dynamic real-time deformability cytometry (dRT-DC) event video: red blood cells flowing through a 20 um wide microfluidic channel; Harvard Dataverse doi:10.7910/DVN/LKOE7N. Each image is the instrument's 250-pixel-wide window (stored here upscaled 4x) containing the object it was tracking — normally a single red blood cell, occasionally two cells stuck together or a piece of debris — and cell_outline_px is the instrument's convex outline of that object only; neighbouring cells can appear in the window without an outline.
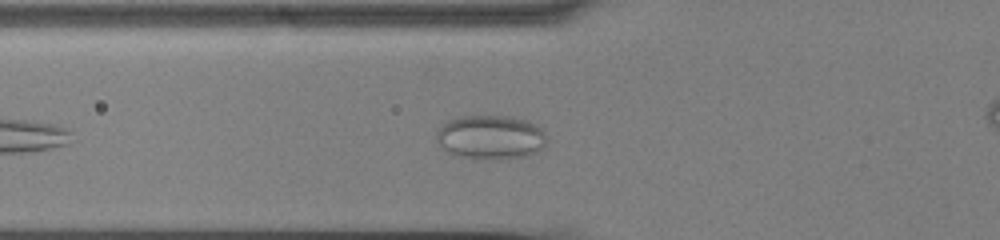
{"species": "common noctule bat (a hibernating species)", "species_latin": "Nyctalus noctula", "temperature_condition": "cold", "stored_images_in_passage": 20, "camera_frame_rate_fps": 3000, "um_per_image_px": 0.085, "animal": {"sex": "male", "body_mass_g": 13.0, "forearm_length_mm": 53.1}, "frame": {"image": 1, "passage_image": 9, "time_ms": 2.667, "image_size_px": [1000, 240], "cell_outline_px": [[548, 144], [544, 148], [536, 152], [524, 156], [496, 160], [460, 156], [448, 152], [436, 140], [436, 132], [448, 120], [456, 116], [512, 116], [528, 120], [536, 124], [544, 132], [548, 140]], "centroid_in_image_um": [41.75, 11.65], "position_along_channel_um": 84.1, "area_um2": 28.61}}